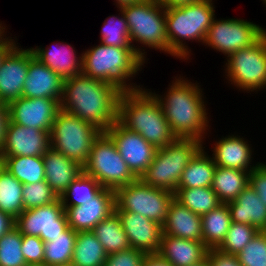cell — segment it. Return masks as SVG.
<instances>
[{
  "label": "cell",
  "mask_w": 266,
  "mask_h": 266,
  "mask_svg": "<svg viewBox=\"0 0 266 266\" xmlns=\"http://www.w3.org/2000/svg\"><path fill=\"white\" fill-rule=\"evenodd\" d=\"M77 232L68 227L60 236L45 242L44 266L64 265L72 262Z\"/></svg>",
  "instance_id": "35"
},
{
  "label": "cell",
  "mask_w": 266,
  "mask_h": 266,
  "mask_svg": "<svg viewBox=\"0 0 266 266\" xmlns=\"http://www.w3.org/2000/svg\"><path fill=\"white\" fill-rule=\"evenodd\" d=\"M249 173L239 169L216 166L211 188L221 203L234 201L249 185Z\"/></svg>",
  "instance_id": "28"
},
{
  "label": "cell",
  "mask_w": 266,
  "mask_h": 266,
  "mask_svg": "<svg viewBox=\"0 0 266 266\" xmlns=\"http://www.w3.org/2000/svg\"><path fill=\"white\" fill-rule=\"evenodd\" d=\"M249 185L259 195L260 200L266 206V165L260 162L249 173Z\"/></svg>",
  "instance_id": "44"
},
{
  "label": "cell",
  "mask_w": 266,
  "mask_h": 266,
  "mask_svg": "<svg viewBox=\"0 0 266 266\" xmlns=\"http://www.w3.org/2000/svg\"><path fill=\"white\" fill-rule=\"evenodd\" d=\"M50 148V132L9 121L0 157L43 156Z\"/></svg>",
  "instance_id": "17"
},
{
  "label": "cell",
  "mask_w": 266,
  "mask_h": 266,
  "mask_svg": "<svg viewBox=\"0 0 266 266\" xmlns=\"http://www.w3.org/2000/svg\"><path fill=\"white\" fill-rule=\"evenodd\" d=\"M64 208L70 228L76 232L92 231L96 225L114 212L115 191L103 188L89 202Z\"/></svg>",
  "instance_id": "18"
},
{
  "label": "cell",
  "mask_w": 266,
  "mask_h": 266,
  "mask_svg": "<svg viewBox=\"0 0 266 266\" xmlns=\"http://www.w3.org/2000/svg\"><path fill=\"white\" fill-rule=\"evenodd\" d=\"M263 3V6L266 7V0H261ZM266 10V9H265Z\"/></svg>",
  "instance_id": "55"
},
{
  "label": "cell",
  "mask_w": 266,
  "mask_h": 266,
  "mask_svg": "<svg viewBox=\"0 0 266 266\" xmlns=\"http://www.w3.org/2000/svg\"><path fill=\"white\" fill-rule=\"evenodd\" d=\"M103 187L92 176L82 172L61 195L63 207L83 205L93 198Z\"/></svg>",
  "instance_id": "36"
},
{
  "label": "cell",
  "mask_w": 266,
  "mask_h": 266,
  "mask_svg": "<svg viewBox=\"0 0 266 266\" xmlns=\"http://www.w3.org/2000/svg\"><path fill=\"white\" fill-rule=\"evenodd\" d=\"M159 4H161L165 9L180 7L184 5H188L191 3H195L201 0H157Z\"/></svg>",
  "instance_id": "49"
},
{
  "label": "cell",
  "mask_w": 266,
  "mask_h": 266,
  "mask_svg": "<svg viewBox=\"0 0 266 266\" xmlns=\"http://www.w3.org/2000/svg\"><path fill=\"white\" fill-rule=\"evenodd\" d=\"M53 266H73V265L69 263V264H64V265H53Z\"/></svg>",
  "instance_id": "54"
},
{
  "label": "cell",
  "mask_w": 266,
  "mask_h": 266,
  "mask_svg": "<svg viewBox=\"0 0 266 266\" xmlns=\"http://www.w3.org/2000/svg\"><path fill=\"white\" fill-rule=\"evenodd\" d=\"M214 1L201 0L165 9L170 56L184 62L186 60L191 62L190 57L193 53L187 42L196 41L203 45L208 29L216 16Z\"/></svg>",
  "instance_id": "5"
},
{
  "label": "cell",
  "mask_w": 266,
  "mask_h": 266,
  "mask_svg": "<svg viewBox=\"0 0 266 266\" xmlns=\"http://www.w3.org/2000/svg\"><path fill=\"white\" fill-rule=\"evenodd\" d=\"M2 166L23 185L45 180L43 156L0 157Z\"/></svg>",
  "instance_id": "30"
},
{
  "label": "cell",
  "mask_w": 266,
  "mask_h": 266,
  "mask_svg": "<svg viewBox=\"0 0 266 266\" xmlns=\"http://www.w3.org/2000/svg\"><path fill=\"white\" fill-rule=\"evenodd\" d=\"M203 147L190 160L184 169L177 188H200L211 187L214 174L215 162L206 148Z\"/></svg>",
  "instance_id": "27"
},
{
  "label": "cell",
  "mask_w": 266,
  "mask_h": 266,
  "mask_svg": "<svg viewBox=\"0 0 266 266\" xmlns=\"http://www.w3.org/2000/svg\"><path fill=\"white\" fill-rule=\"evenodd\" d=\"M227 205L231 214V222L248 224L258 231H266V206L250 185Z\"/></svg>",
  "instance_id": "25"
},
{
  "label": "cell",
  "mask_w": 266,
  "mask_h": 266,
  "mask_svg": "<svg viewBox=\"0 0 266 266\" xmlns=\"http://www.w3.org/2000/svg\"><path fill=\"white\" fill-rule=\"evenodd\" d=\"M146 253L129 248L108 255L103 266H142Z\"/></svg>",
  "instance_id": "43"
},
{
  "label": "cell",
  "mask_w": 266,
  "mask_h": 266,
  "mask_svg": "<svg viewBox=\"0 0 266 266\" xmlns=\"http://www.w3.org/2000/svg\"><path fill=\"white\" fill-rule=\"evenodd\" d=\"M55 44V45H53ZM35 47V48H34ZM34 57L58 74L63 80L82 73L83 53L67 42L56 41L52 46H34ZM79 54V55H78Z\"/></svg>",
  "instance_id": "21"
},
{
  "label": "cell",
  "mask_w": 266,
  "mask_h": 266,
  "mask_svg": "<svg viewBox=\"0 0 266 266\" xmlns=\"http://www.w3.org/2000/svg\"><path fill=\"white\" fill-rule=\"evenodd\" d=\"M15 39V40H14ZM18 38L14 36V38L3 48L0 49V67L2 66L3 61L7 57V55L20 43H18Z\"/></svg>",
  "instance_id": "50"
},
{
  "label": "cell",
  "mask_w": 266,
  "mask_h": 266,
  "mask_svg": "<svg viewBox=\"0 0 266 266\" xmlns=\"http://www.w3.org/2000/svg\"><path fill=\"white\" fill-rule=\"evenodd\" d=\"M63 84L64 80L34 57L29 48V65L22 97L49 98L60 102L63 96Z\"/></svg>",
  "instance_id": "22"
},
{
  "label": "cell",
  "mask_w": 266,
  "mask_h": 266,
  "mask_svg": "<svg viewBox=\"0 0 266 266\" xmlns=\"http://www.w3.org/2000/svg\"><path fill=\"white\" fill-rule=\"evenodd\" d=\"M131 248L146 254H157L163 235L161 224L134 212H116Z\"/></svg>",
  "instance_id": "19"
},
{
  "label": "cell",
  "mask_w": 266,
  "mask_h": 266,
  "mask_svg": "<svg viewBox=\"0 0 266 266\" xmlns=\"http://www.w3.org/2000/svg\"><path fill=\"white\" fill-rule=\"evenodd\" d=\"M106 133L114 141L119 154L131 172L140 178L153 161L158 149L139 133L128 130L118 120Z\"/></svg>",
  "instance_id": "14"
},
{
  "label": "cell",
  "mask_w": 266,
  "mask_h": 266,
  "mask_svg": "<svg viewBox=\"0 0 266 266\" xmlns=\"http://www.w3.org/2000/svg\"><path fill=\"white\" fill-rule=\"evenodd\" d=\"M213 142L210 155L216 166L251 172L261 162L253 160L256 153L251 141L235 132L222 135Z\"/></svg>",
  "instance_id": "16"
},
{
  "label": "cell",
  "mask_w": 266,
  "mask_h": 266,
  "mask_svg": "<svg viewBox=\"0 0 266 266\" xmlns=\"http://www.w3.org/2000/svg\"><path fill=\"white\" fill-rule=\"evenodd\" d=\"M202 147L203 142L200 140L176 138L157 150L140 179L149 186L174 193L184 169Z\"/></svg>",
  "instance_id": "7"
},
{
  "label": "cell",
  "mask_w": 266,
  "mask_h": 266,
  "mask_svg": "<svg viewBox=\"0 0 266 266\" xmlns=\"http://www.w3.org/2000/svg\"><path fill=\"white\" fill-rule=\"evenodd\" d=\"M82 73L114 85L120 92L142 88L134 78L147 64L133 48L114 47L99 43L83 50Z\"/></svg>",
  "instance_id": "4"
},
{
  "label": "cell",
  "mask_w": 266,
  "mask_h": 266,
  "mask_svg": "<svg viewBox=\"0 0 266 266\" xmlns=\"http://www.w3.org/2000/svg\"><path fill=\"white\" fill-rule=\"evenodd\" d=\"M118 16L109 15L105 18L101 27L99 42L105 45L133 48L129 37V28L122 9L118 8Z\"/></svg>",
  "instance_id": "37"
},
{
  "label": "cell",
  "mask_w": 266,
  "mask_h": 266,
  "mask_svg": "<svg viewBox=\"0 0 266 266\" xmlns=\"http://www.w3.org/2000/svg\"><path fill=\"white\" fill-rule=\"evenodd\" d=\"M23 184L0 161V210L17 218L23 211Z\"/></svg>",
  "instance_id": "33"
},
{
  "label": "cell",
  "mask_w": 266,
  "mask_h": 266,
  "mask_svg": "<svg viewBox=\"0 0 266 266\" xmlns=\"http://www.w3.org/2000/svg\"><path fill=\"white\" fill-rule=\"evenodd\" d=\"M45 181L60 198L68 186L83 172V167L50 147L43 155Z\"/></svg>",
  "instance_id": "23"
},
{
  "label": "cell",
  "mask_w": 266,
  "mask_h": 266,
  "mask_svg": "<svg viewBox=\"0 0 266 266\" xmlns=\"http://www.w3.org/2000/svg\"><path fill=\"white\" fill-rule=\"evenodd\" d=\"M15 223L22 235L39 237L44 243L60 236L69 227L60 198L49 205L24 209Z\"/></svg>",
  "instance_id": "13"
},
{
  "label": "cell",
  "mask_w": 266,
  "mask_h": 266,
  "mask_svg": "<svg viewBox=\"0 0 266 266\" xmlns=\"http://www.w3.org/2000/svg\"><path fill=\"white\" fill-rule=\"evenodd\" d=\"M2 22L3 21L0 20V49L3 48L5 45H7L14 38L11 36L12 33L7 31L8 26H6L4 22L3 23ZM9 34L11 35L9 36Z\"/></svg>",
  "instance_id": "51"
},
{
  "label": "cell",
  "mask_w": 266,
  "mask_h": 266,
  "mask_svg": "<svg viewBox=\"0 0 266 266\" xmlns=\"http://www.w3.org/2000/svg\"><path fill=\"white\" fill-rule=\"evenodd\" d=\"M29 65V48L17 45L0 67V101L6 104L22 97Z\"/></svg>",
  "instance_id": "20"
},
{
  "label": "cell",
  "mask_w": 266,
  "mask_h": 266,
  "mask_svg": "<svg viewBox=\"0 0 266 266\" xmlns=\"http://www.w3.org/2000/svg\"><path fill=\"white\" fill-rule=\"evenodd\" d=\"M100 133L94 125L60 109L50 131V147L83 167Z\"/></svg>",
  "instance_id": "9"
},
{
  "label": "cell",
  "mask_w": 266,
  "mask_h": 266,
  "mask_svg": "<svg viewBox=\"0 0 266 266\" xmlns=\"http://www.w3.org/2000/svg\"><path fill=\"white\" fill-rule=\"evenodd\" d=\"M172 78L164 94L154 90L152 93L160 103L173 135L176 138L200 140L206 145L205 136L209 138L212 129L204 88H201L200 82L187 79L183 74Z\"/></svg>",
  "instance_id": "1"
},
{
  "label": "cell",
  "mask_w": 266,
  "mask_h": 266,
  "mask_svg": "<svg viewBox=\"0 0 266 266\" xmlns=\"http://www.w3.org/2000/svg\"><path fill=\"white\" fill-rule=\"evenodd\" d=\"M83 172L92 176L103 188L113 191L137 179L106 132H101L94 140Z\"/></svg>",
  "instance_id": "10"
},
{
  "label": "cell",
  "mask_w": 266,
  "mask_h": 266,
  "mask_svg": "<svg viewBox=\"0 0 266 266\" xmlns=\"http://www.w3.org/2000/svg\"><path fill=\"white\" fill-rule=\"evenodd\" d=\"M121 9L129 28L131 45L146 63L149 59L145 50L148 48L169 54L165 8L157 0H141Z\"/></svg>",
  "instance_id": "6"
},
{
  "label": "cell",
  "mask_w": 266,
  "mask_h": 266,
  "mask_svg": "<svg viewBox=\"0 0 266 266\" xmlns=\"http://www.w3.org/2000/svg\"><path fill=\"white\" fill-rule=\"evenodd\" d=\"M236 256L242 266H266V231H258Z\"/></svg>",
  "instance_id": "41"
},
{
  "label": "cell",
  "mask_w": 266,
  "mask_h": 266,
  "mask_svg": "<svg viewBox=\"0 0 266 266\" xmlns=\"http://www.w3.org/2000/svg\"><path fill=\"white\" fill-rule=\"evenodd\" d=\"M257 232L258 230L251 225L231 222L224 240L216 249L227 254L237 255Z\"/></svg>",
  "instance_id": "39"
},
{
  "label": "cell",
  "mask_w": 266,
  "mask_h": 266,
  "mask_svg": "<svg viewBox=\"0 0 266 266\" xmlns=\"http://www.w3.org/2000/svg\"><path fill=\"white\" fill-rule=\"evenodd\" d=\"M22 236L15 226L0 239V266H28L21 251Z\"/></svg>",
  "instance_id": "38"
},
{
  "label": "cell",
  "mask_w": 266,
  "mask_h": 266,
  "mask_svg": "<svg viewBox=\"0 0 266 266\" xmlns=\"http://www.w3.org/2000/svg\"><path fill=\"white\" fill-rule=\"evenodd\" d=\"M174 199L201 216L221 204L211 187L176 188Z\"/></svg>",
  "instance_id": "34"
},
{
  "label": "cell",
  "mask_w": 266,
  "mask_h": 266,
  "mask_svg": "<svg viewBox=\"0 0 266 266\" xmlns=\"http://www.w3.org/2000/svg\"><path fill=\"white\" fill-rule=\"evenodd\" d=\"M191 266H210L207 258H205L203 261H201L200 263L198 264H195V265H191Z\"/></svg>",
  "instance_id": "53"
},
{
  "label": "cell",
  "mask_w": 266,
  "mask_h": 266,
  "mask_svg": "<svg viewBox=\"0 0 266 266\" xmlns=\"http://www.w3.org/2000/svg\"><path fill=\"white\" fill-rule=\"evenodd\" d=\"M142 266H172V265L157 253V254H146Z\"/></svg>",
  "instance_id": "48"
},
{
  "label": "cell",
  "mask_w": 266,
  "mask_h": 266,
  "mask_svg": "<svg viewBox=\"0 0 266 266\" xmlns=\"http://www.w3.org/2000/svg\"><path fill=\"white\" fill-rule=\"evenodd\" d=\"M16 219L0 210V239L16 225Z\"/></svg>",
  "instance_id": "47"
},
{
  "label": "cell",
  "mask_w": 266,
  "mask_h": 266,
  "mask_svg": "<svg viewBox=\"0 0 266 266\" xmlns=\"http://www.w3.org/2000/svg\"><path fill=\"white\" fill-rule=\"evenodd\" d=\"M118 121L128 130L139 133L157 149L173 142L169 122L151 89L121 92L118 100Z\"/></svg>",
  "instance_id": "3"
},
{
  "label": "cell",
  "mask_w": 266,
  "mask_h": 266,
  "mask_svg": "<svg viewBox=\"0 0 266 266\" xmlns=\"http://www.w3.org/2000/svg\"><path fill=\"white\" fill-rule=\"evenodd\" d=\"M162 227L163 235L202 241L201 215L193 213L176 199L170 203L167 218Z\"/></svg>",
  "instance_id": "26"
},
{
  "label": "cell",
  "mask_w": 266,
  "mask_h": 266,
  "mask_svg": "<svg viewBox=\"0 0 266 266\" xmlns=\"http://www.w3.org/2000/svg\"><path fill=\"white\" fill-rule=\"evenodd\" d=\"M8 109L13 123L50 132L60 102L49 98L20 97L9 103Z\"/></svg>",
  "instance_id": "15"
},
{
  "label": "cell",
  "mask_w": 266,
  "mask_h": 266,
  "mask_svg": "<svg viewBox=\"0 0 266 266\" xmlns=\"http://www.w3.org/2000/svg\"><path fill=\"white\" fill-rule=\"evenodd\" d=\"M266 29L242 18H218L215 16L208 29L204 46L216 53L221 52L224 58L240 49L250 47L264 33Z\"/></svg>",
  "instance_id": "12"
},
{
  "label": "cell",
  "mask_w": 266,
  "mask_h": 266,
  "mask_svg": "<svg viewBox=\"0 0 266 266\" xmlns=\"http://www.w3.org/2000/svg\"><path fill=\"white\" fill-rule=\"evenodd\" d=\"M206 258L210 266H242L236 255L224 253L216 248L208 249Z\"/></svg>",
  "instance_id": "45"
},
{
  "label": "cell",
  "mask_w": 266,
  "mask_h": 266,
  "mask_svg": "<svg viewBox=\"0 0 266 266\" xmlns=\"http://www.w3.org/2000/svg\"><path fill=\"white\" fill-rule=\"evenodd\" d=\"M207 250L203 241L162 235L158 254L172 266H191L203 261Z\"/></svg>",
  "instance_id": "24"
},
{
  "label": "cell",
  "mask_w": 266,
  "mask_h": 266,
  "mask_svg": "<svg viewBox=\"0 0 266 266\" xmlns=\"http://www.w3.org/2000/svg\"><path fill=\"white\" fill-rule=\"evenodd\" d=\"M10 121L8 104L0 101V153L4 147L6 130Z\"/></svg>",
  "instance_id": "46"
},
{
  "label": "cell",
  "mask_w": 266,
  "mask_h": 266,
  "mask_svg": "<svg viewBox=\"0 0 266 266\" xmlns=\"http://www.w3.org/2000/svg\"><path fill=\"white\" fill-rule=\"evenodd\" d=\"M92 232L108 255L131 247L122 228L120 217L115 211L96 225Z\"/></svg>",
  "instance_id": "32"
},
{
  "label": "cell",
  "mask_w": 266,
  "mask_h": 266,
  "mask_svg": "<svg viewBox=\"0 0 266 266\" xmlns=\"http://www.w3.org/2000/svg\"><path fill=\"white\" fill-rule=\"evenodd\" d=\"M202 241L208 249L217 248L224 240L231 224L227 204L221 203L215 209L201 216Z\"/></svg>",
  "instance_id": "29"
},
{
  "label": "cell",
  "mask_w": 266,
  "mask_h": 266,
  "mask_svg": "<svg viewBox=\"0 0 266 266\" xmlns=\"http://www.w3.org/2000/svg\"><path fill=\"white\" fill-rule=\"evenodd\" d=\"M224 61L226 83L242 93L266 88V32L250 47L231 53Z\"/></svg>",
  "instance_id": "8"
},
{
  "label": "cell",
  "mask_w": 266,
  "mask_h": 266,
  "mask_svg": "<svg viewBox=\"0 0 266 266\" xmlns=\"http://www.w3.org/2000/svg\"><path fill=\"white\" fill-rule=\"evenodd\" d=\"M23 208L32 209L49 205L59 199L53 189L44 181L26 184L22 187Z\"/></svg>",
  "instance_id": "40"
},
{
  "label": "cell",
  "mask_w": 266,
  "mask_h": 266,
  "mask_svg": "<svg viewBox=\"0 0 266 266\" xmlns=\"http://www.w3.org/2000/svg\"><path fill=\"white\" fill-rule=\"evenodd\" d=\"M120 94L114 85L81 73L64 80L60 109L106 132L118 120Z\"/></svg>",
  "instance_id": "2"
},
{
  "label": "cell",
  "mask_w": 266,
  "mask_h": 266,
  "mask_svg": "<svg viewBox=\"0 0 266 266\" xmlns=\"http://www.w3.org/2000/svg\"><path fill=\"white\" fill-rule=\"evenodd\" d=\"M107 257V252L92 231L77 232L73 266H103Z\"/></svg>",
  "instance_id": "31"
},
{
  "label": "cell",
  "mask_w": 266,
  "mask_h": 266,
  "mask_svg": "<svg viewBox=\"0 0 266 266\" xmlns=\"http://www.w3.org/2000/svg\"><path fill=\"white\" fill-rule=\"evenodd\" d=\"M174 193L152 187L140 178L115 191V212H134L163 226Z\"/></svg>",
  "instance_id": "11"
},
{
  "label": "cell",
  "mask_w": 266,
  "mask_h": 266,
  "mask_svg": "<svg viewBox=\"0 0 266 266\" xmlns=\"http://www.w3.org/2000/svg\"><path fill=\"white\" fill-rule=\"evenodd\" d=\"M141 0H114L113 2L115 7L117 8H121L125 5H131V4H135L137 2H140Z\"/></svg>",
  "instance_id": "52"
},
{
  "label": "cell",
  "mask_w": 266,
  "mask_h": 266,
  "mask_svg": "<svg viewBox=\"0 0 266 266\" xmlns=\"http://www.w3.org/2000/svg\"><path fill=\"white\" fill-rule=\"evenodd\" d=\"M21 251L28 266H44V242L36 236L23 235Z\"/></svg>",
  "instance_id": "42"
}]
</instances>
